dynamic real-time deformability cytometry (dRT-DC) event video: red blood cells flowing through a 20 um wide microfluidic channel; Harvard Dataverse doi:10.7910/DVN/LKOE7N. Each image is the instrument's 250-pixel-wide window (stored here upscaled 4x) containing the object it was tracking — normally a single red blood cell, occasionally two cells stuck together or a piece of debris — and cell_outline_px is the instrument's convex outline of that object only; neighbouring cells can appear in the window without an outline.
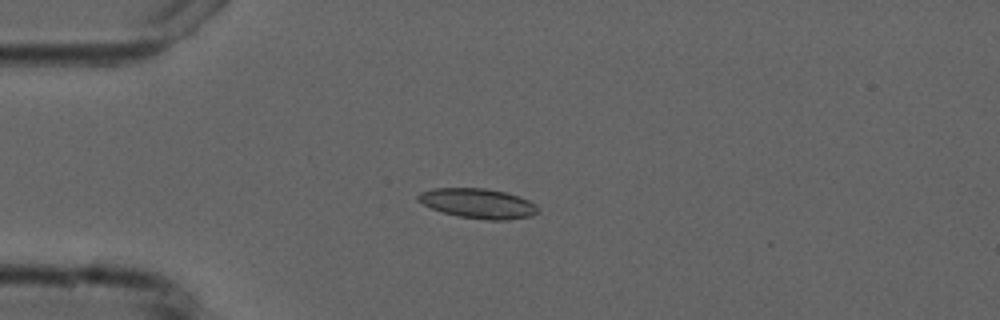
{"species": "common noctule bat (a hibernating species)", "species_latin": "Nyctalus noctula", "temperature_condition": "cold", "stored_images_in_passage": 6, "camera_frame_rate_fps": 3000, "um_per_image_px": 0.085, "animal": {"sex": "male", "forearm_length_mm": 52.5}, "frame": {"image": 1, "passage_image": 4, "time_ms": 3.667, "image_size_px": [1000, 320], "cell_outline_px": [[540, 212], [532, 216], [508, 220], [488, 220], [460, 216], [444, 212], [432, 208], [416, 200], [416, 196], [420, 192], [432, 188], [484, 188], [504, 192], [528, 200], [536, 204], [540, 208]], "centroid_in_image_um": [40.65, 17.29], "position_along_channel_um": 44.3, "area_um2": 20.81}}
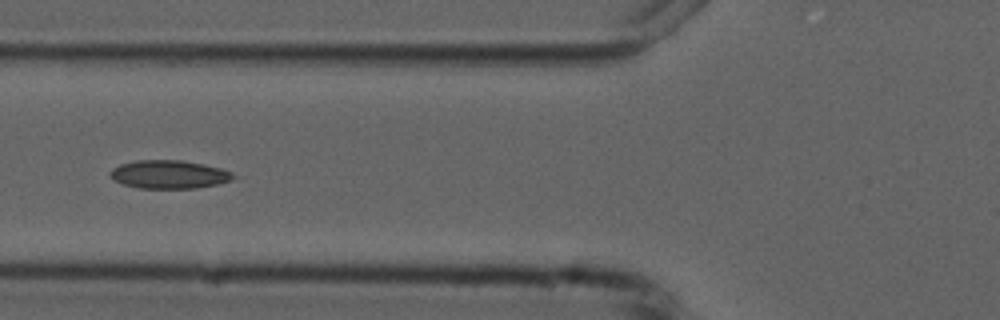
{"frame": {"image": 2, "passage_image": 6, "time_ms": 6.0, "image_size_px": [1000, 320], "cell_outline_px": [[236, 176], [228, 180], [216, 184], [196, 188], [140, 188], [124, 184], [112, 180], [108, 172], [112, 168], [120, 164], [136, 160], [180, 160], [204, 164], [220, 168], [232, 172]], "centroid_in_image_um": [14.31, 14.82], "position_along_channel_um": 111.5, "area_um2": 20.23}}